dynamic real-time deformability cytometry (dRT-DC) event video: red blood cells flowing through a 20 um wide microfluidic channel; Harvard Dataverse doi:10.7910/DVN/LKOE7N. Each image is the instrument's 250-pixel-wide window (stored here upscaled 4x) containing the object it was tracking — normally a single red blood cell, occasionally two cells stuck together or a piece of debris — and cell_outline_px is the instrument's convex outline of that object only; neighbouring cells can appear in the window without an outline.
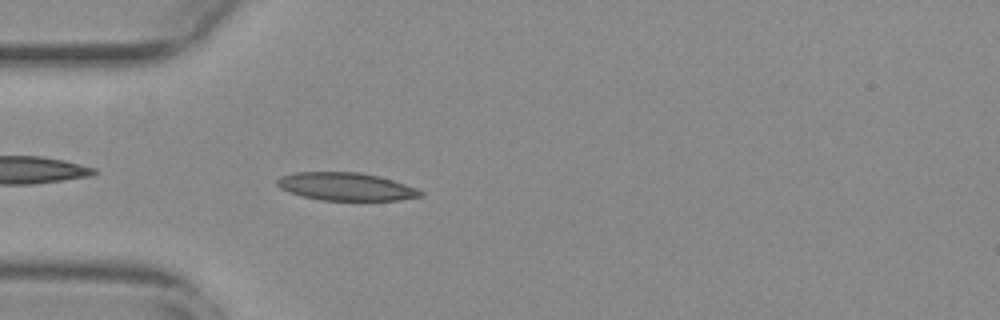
{"species": "common noctule bat (a hibernating species)", "species_latin": "Nyctalus noctula", "temperature_condition": "warm", "stored_images_in_passage": 42, "camera_frame_rate_fps": 3000, "um_per_image_px": 0.085, "animal": {"sex": "female", "body_mass_g": 29.2, "forearm_length_mm": 56.3}, "frame": {"image": 1, "passage_image": 3, "time_ms": 0.667, "image_size_px": [1000, 320], "cell_outline_px": [[424, 196], [400, 200], [320, 200], [288, 192], [280, 188], [276, 184], [276, 180], [280, 176], [296, 172], [360, 172], [392, 180], [416, 188], [424, 192]], "centroid_in_image_um": [29.39, 15.86], "position_along_channel_um": 55.6, "area_um2": 23.24}}
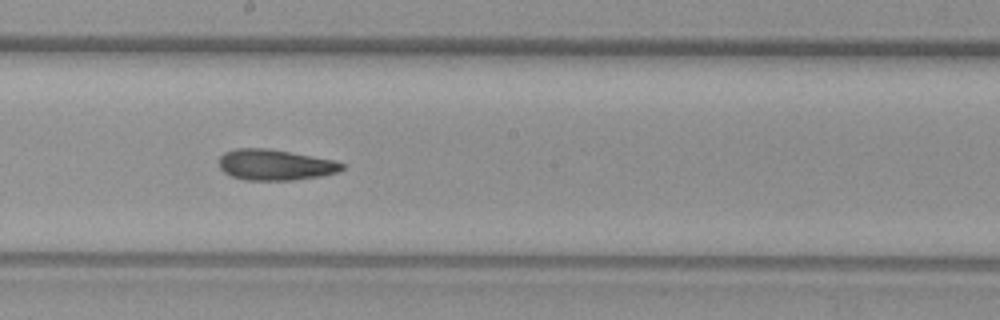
{"frame": {"image": 2, "passage_image": 17, "time_ms": 5.333, "image_size_px": [1000, 320], "cell_outline_px": [[344, 168], [336, 172], [320, 176], [292, 180], [244, 180], [232, 176], [224, 172], [220, 168], [220, 156], [224, 152], [236, 148], [268, 148], [312, 156], [332, 160], [344, 164]], "centroid_in_image_um": [23.35, 14.01], "position_along_channel_um": 224.9, "area_um2": 21.91}}
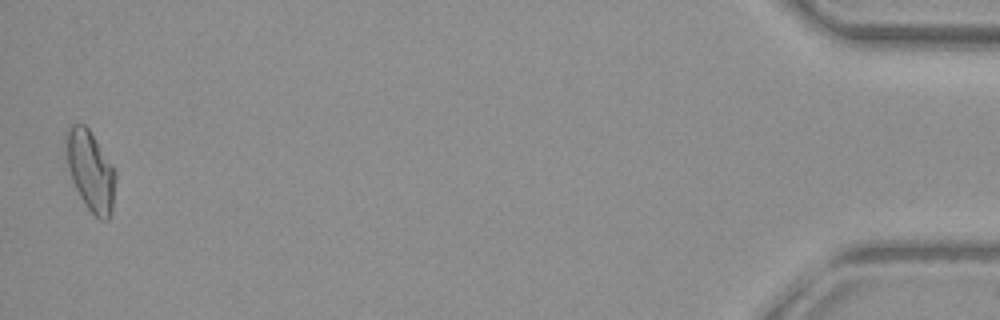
{"frame": {"image": 3, "passage_image": 41, "time_ms": 13.333, "image_size_px": [1000, 320], "cell_outline_px": [[116, 180], [112, 212], [108, 220], [100, 220], [84, 204], [72, 180], [68, 164], [68, 128], [72, 124], [84, 124], [88, 128], [112, 164], [116, 172]], "centroid_in_image_um": [7.75, 14.58], "position_along_channel_um": 427.4, "area_um2": 22.54}, "authors_computed_cell_mechanics": {"area_um2": 22.1663, "velocity_mm_per_s": 3.7425, "shape_relaxation_time_tau1_ms": null, "shape_relaxation_time_tau2_ms": 4.7845, "deformation_change_tau1": null, "deformation_change_tau2": 0.1123}}